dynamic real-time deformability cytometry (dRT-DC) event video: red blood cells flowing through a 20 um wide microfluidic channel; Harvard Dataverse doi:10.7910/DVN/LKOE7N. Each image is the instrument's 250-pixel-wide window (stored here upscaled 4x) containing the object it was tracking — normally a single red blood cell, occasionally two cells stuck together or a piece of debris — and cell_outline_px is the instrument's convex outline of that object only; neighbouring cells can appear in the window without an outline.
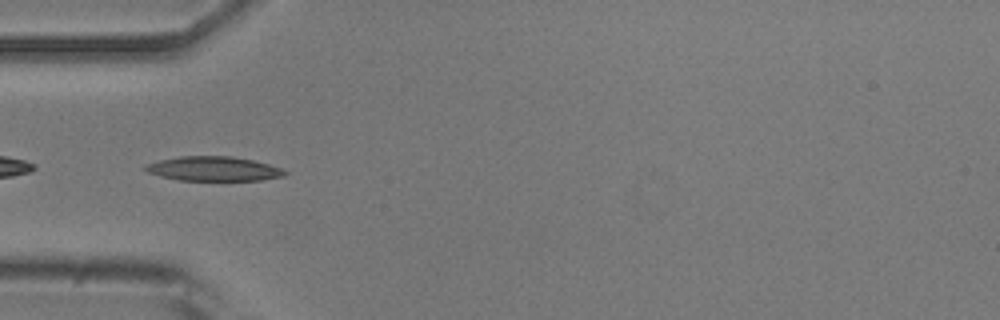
{"species": "common noctule bat (a hibernating species)", "species_latin": "Nyctalus noctula", "temperature_condition": "room temperature", "stored_images_in_passage": 52, "camera_frame_rate_fps": 3000, "um_per_image_px": 0.085, "animal": {"sex": "male", "body_mass_g": 20.5, "forearm_length_mm": 52.5}, "frame": {"image": 1, "passage_image": 16, "time_ms": 5.0, "image_size_px": [1000, 320], "cell_outline_px": [[288, 172], [284, 176], [260, 180], [180, 180], [160, 176], [148, 172], [140, 168], [148, 164], [160, 160], [180, 156], [232, 156], [252, 160], [268, 164], [280, 168]], "centroid_in_image_um": [18.13, 14.34], "position_along_channel_um": 66.9, "area_um2": 19.71}}
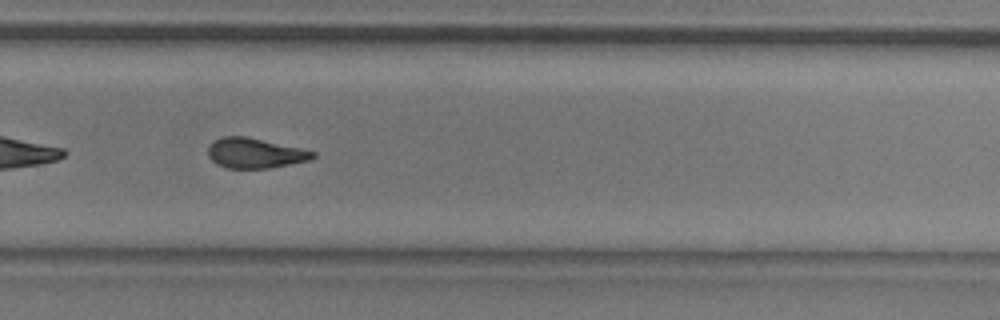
{"frame": {"image": 2, "passage_image": 35, "time_ms": 11.333, "image_size_px": [1000, 320], "cell_outline_px": [[316, 156], [308, 160], [268, 168], [228, 168], [216, 164], [208, 156], [208, 148], [216, 140], [224, 136], [244, 136], [300, 148], [316, 152]], "centroid_in_image_um": [21.66, 13.02], "position_along_channel_um": 308.1, "area_um2": 17.98}}
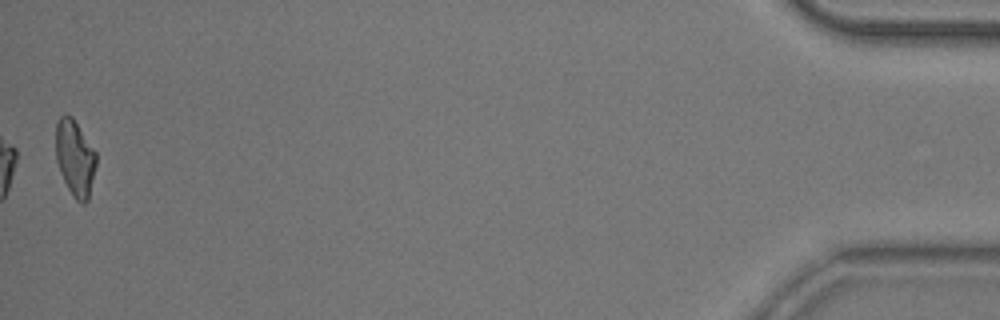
{"frame": {"image": 3, "passage_image": 52, "time_ms": 17.0, "image_size_px": [1000, 320], "cell_outline_px": [[96, 164], [88, 200], [84, 204], [80, 204], [72, 196], [60, 172], [56, 160], [56, 124], [60, 116], [72, 116], [96, 152]], "centroid_in_image_um": [6.37, 13.46], "position_along_channel_um": 428.8, "area_um2": 17.8}, "authors_computed_cell_mechanics": {"area_um2": 19.074, "velocity_mm_per_s": 3.801, "shape_relaxation_time_tau1_ms": 8.8054, "shape_relaxation_time_tau2_ms": 4.3979, "deformation_change_tau1": 0.2103, "deformation_change_tau2": 0.1302}}